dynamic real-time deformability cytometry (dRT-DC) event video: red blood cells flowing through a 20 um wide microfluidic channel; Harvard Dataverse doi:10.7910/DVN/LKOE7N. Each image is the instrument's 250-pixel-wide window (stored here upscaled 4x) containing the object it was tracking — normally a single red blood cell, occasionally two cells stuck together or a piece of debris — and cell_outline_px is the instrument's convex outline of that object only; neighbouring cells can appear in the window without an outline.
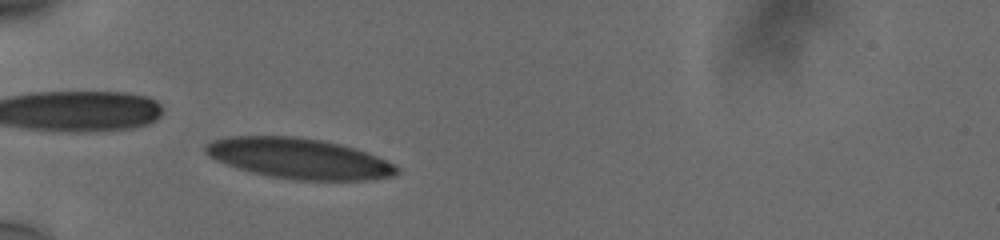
{"species": "human", "species_latin": "Homo sapiens", "temperature_condition": "cold", "stored_images_in_passage": 42, "camera_frame_rate_fps": 3000, "um_per_image_px": 0.085, "donor": {"sex": "male"}, "frame": {"image": 1, "passage_image": 8, "time_ms": 2.333, "image_size_px": [1000, 240], "cell_outline_px": [[400, 172], [392, 176], [364, 180], [292, 180], [268, 176], [252, 172], [216, 160], [208, 156], [204, 152], [204, 144], [212, 140], [228, 136], [292, 136], [320, 140], [340, 144], [376, 156], [396, 164], [400, 168]], "centroid_in_image_um": [25.39, 13.47], "position_along_channel_um": 59.6, "area_um2": 45.03}}
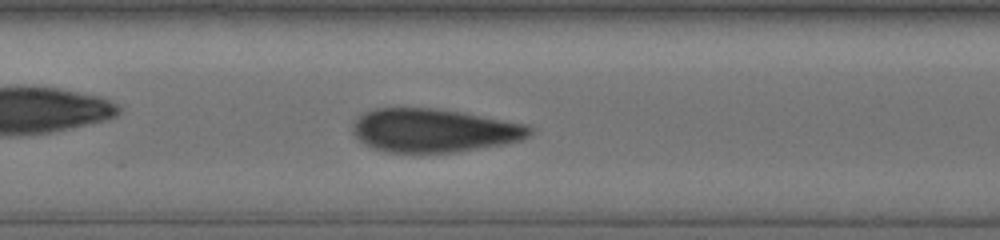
{"frame": {"image": 2, "passage_image": 18, "time_ms": 5.667, "image_size_px": [1000, 240], "cell_outline_px": [[532, 132], [528, 136], [520, 140], [504, 144], [456, 152], [384, 152], [368, 148], [352, 132], [352, 124], [364, 112], [376, 108], [436, 108], [524, 124], [532, 128]], "centroid_in_image_um": [36.81, 11.1], "position_along_channel_um": 170.6, "area_um2": 44.56}}
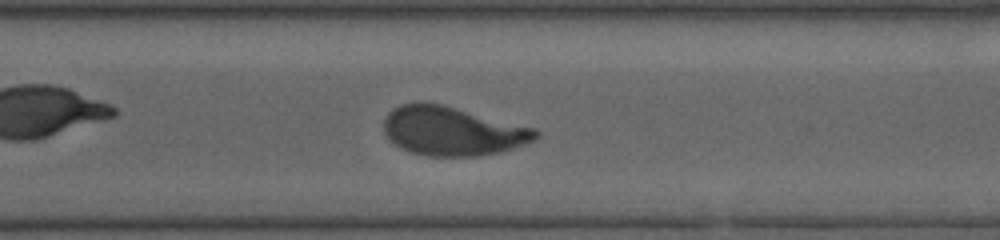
{"frame": {"image": 3, "passage_image": 31, "time_ms": 10.0, "image_size_px": [1000, 240], "cell_outline_px": [[540, 136], [532, 140], [512, 148], [500, 152], [476, 156], [428, 156], [412, 152], [400, 148], [384, 132], [384, 120], [388, 112], [392, 108], [400, 104], [424, 100], [444, 104], [536, 128], [540, 132]], "centroid_in_image_um": [38.44, 11.1], "position_along_channel_um": 332.2, "area_um2": 43.64}, "authors_computed_cell_mechanics": {"area_um2": 44.1881, "velocity_mm_per_s": 3.7503, "shape_relaxation_time_tau1_ms": 4.9915, "shape_relaxation_time_tau2_ms": null, "deformation_change_tau1": 0.1745, "deformation_change_tau2": null}}